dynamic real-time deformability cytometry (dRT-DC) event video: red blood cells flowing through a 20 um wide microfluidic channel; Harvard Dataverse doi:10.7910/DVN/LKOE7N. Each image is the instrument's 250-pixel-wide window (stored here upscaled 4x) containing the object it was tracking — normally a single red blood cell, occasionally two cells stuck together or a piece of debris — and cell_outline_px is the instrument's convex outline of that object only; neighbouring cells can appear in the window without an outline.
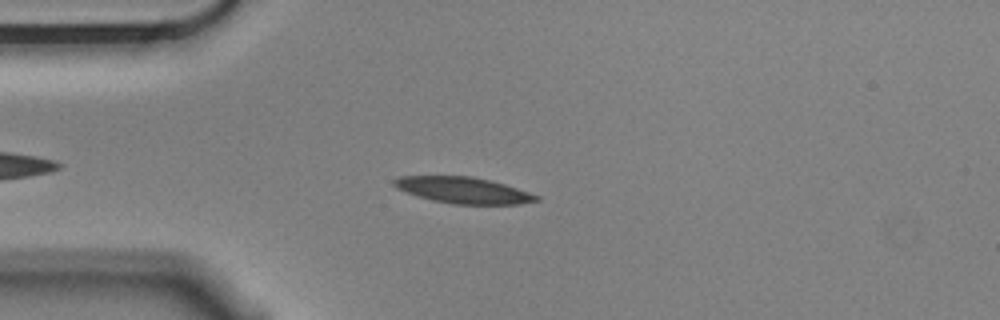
{"species": "Egyptian fruit bat (a non-hibernating species)", "species_latin": "Rousettus aegyptiacus", "temperature_condition": "cold", "stored_images_in_passage": 51, "camera_frame_rate_fps": 3000, "um_per_image_px": 0.085, "animal": {"sex": "male"}, "frame": {"image": 1, "passage_image": 9, "time_ms": 2.667, "image_size_px": [1000, 320], "cell_outline_px": [[540, 200], [520, 204], [452, 204], [432, 200], [416, 196], [396, 188], [392, 184], [392, 180], [400, 176], [472, 176], [504, 184], [540, 196]], "centroid_in_image_um": [39.34, 16.17], "position_along_channel_um": 45.7, "area_um2": 21.73}}
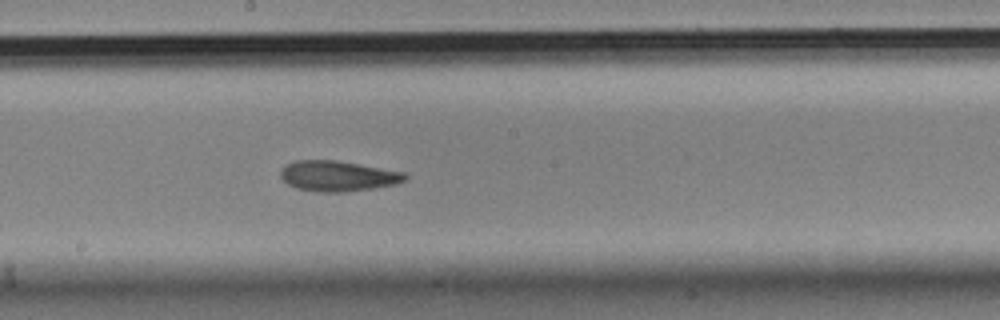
{"frame": {"image": 2, "passage_image": 25, "time_ms": 8.0, "image_size_px": [1000, 320], "cell_outline_px": [[408, 180], [396, 184], [376, 188], [344, 192], [324, 192], [296, 188], [288, 184], [280, 176], [280, 172], [288, 164], [296, 160], [336, 160], [404, 172], [408, 176]], "centroid_in_image_um": [28.76, 14.97], "position_along_channel_um": 219.4, "area_um2": 22.02}}
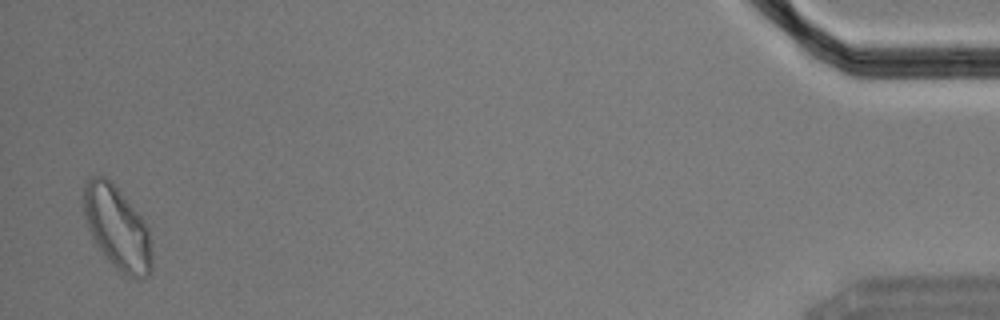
{"frame": {"image": 3, "passage_image": 50, "time_ms": 16.333, "image_size_px": [1000, 320], "cell_outline_px": [[152, 272], [148, 276], [140, 280], [136, 280], [120, 272], [108, 260], [92, 240], [84, 216], [84, 184], [88, 176], [104, 176], [112, 180], [144, 220], [148, 228], [152, 252]], "centroid_in_image_um": [9.97, 19.38], "position_along_channel_um": 425.2, "area_um2": 33.64}, "authors_computed_cell_mechanics": {"area_um2": 22.0796, "velocity_mm_per_s": 3.5337, "shape_relaxation_time_tau1_ms": 9.1227, "shape_relaxation_time_tau2_ms": 6.9124, "deformation_change_tau1": 0.1819, "deformation_change_tau2": 0.1459}}